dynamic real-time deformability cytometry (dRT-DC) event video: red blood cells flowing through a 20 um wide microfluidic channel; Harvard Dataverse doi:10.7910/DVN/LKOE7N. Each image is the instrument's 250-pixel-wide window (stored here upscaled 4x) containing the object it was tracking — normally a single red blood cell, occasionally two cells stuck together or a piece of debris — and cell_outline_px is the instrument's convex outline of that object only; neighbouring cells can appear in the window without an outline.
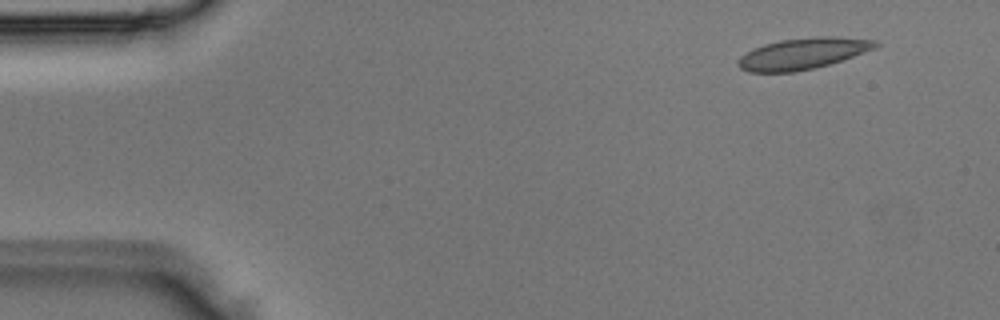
{"species": "Egyptian fruit bat (a non-hibernating species)", "species_latin": "Rousettus aegyptiacus", "temperature_condition": "room temperature", "stored_images_in_passage": 3, "camera_frame_rate_fps": 3000, "um_per_image_px": 0.085, "animal": {"sex": "male"}, "frame": {"image": 1, "passage_image": 1, "time_ms": 0.0, "image_size_px": [1000, 320], "cell_outline_px": [[880, 44], [876, 48], [816, 68], [796, 72], [748, 72], [740, 68], [736, 64], [736, 60], [740, 56], [752, 48], [764, 44], [780, 40], [816, 36], [836, 36], [876, 40]], "centroid_in_image_um": [68.2, 4.55], "position_along_channel_um": 16.8, "area_um2": 25.2}}